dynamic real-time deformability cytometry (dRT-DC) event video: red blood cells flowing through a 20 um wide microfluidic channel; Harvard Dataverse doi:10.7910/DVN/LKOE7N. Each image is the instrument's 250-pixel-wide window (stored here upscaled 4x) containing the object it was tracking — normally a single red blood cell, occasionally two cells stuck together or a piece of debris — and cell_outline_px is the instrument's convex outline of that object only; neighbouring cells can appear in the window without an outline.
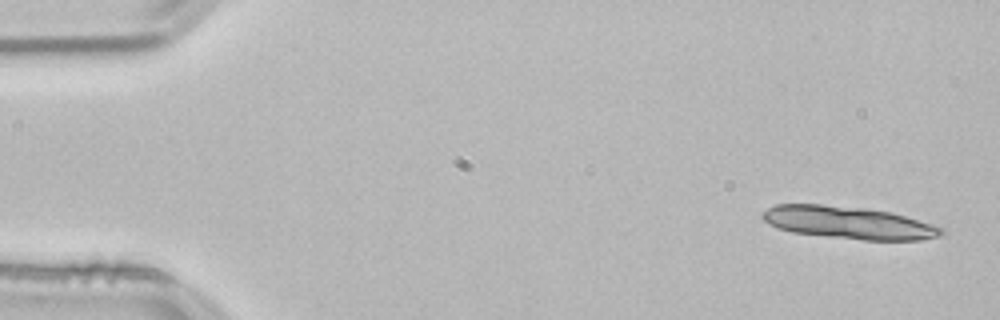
{"species": "common noctule bat (a hibernating species)", "species_latin": "Nyctalus noctula", "temperature_condition": "room temperature", "stored_images_in_passage": 13, "camera_frame_rate_fps": 3000, "um_per_image_px": 0.085, "animal": {"sex": "male", "body_mass_g": 21.5, "forearm_length_mm": 52.0}, "frame": {"image": 1, "passage_image": 2, "time_ms": 0.333, "image_size_px": [1000, 320], "cell_outline_px": [[944, 232], [940, 236], [920, 240], [864, 240], [792, 232], [776, 228], [768, 224], [760, 216], [760, 212], [776, 204], [820, 204], [864, 208], [888, 212], [904, 216], [944, 228]], "centroid_in_image_um": [72.07, 18.92], "position_along_channel_um": 12.9, "area_um2": 33.7}}